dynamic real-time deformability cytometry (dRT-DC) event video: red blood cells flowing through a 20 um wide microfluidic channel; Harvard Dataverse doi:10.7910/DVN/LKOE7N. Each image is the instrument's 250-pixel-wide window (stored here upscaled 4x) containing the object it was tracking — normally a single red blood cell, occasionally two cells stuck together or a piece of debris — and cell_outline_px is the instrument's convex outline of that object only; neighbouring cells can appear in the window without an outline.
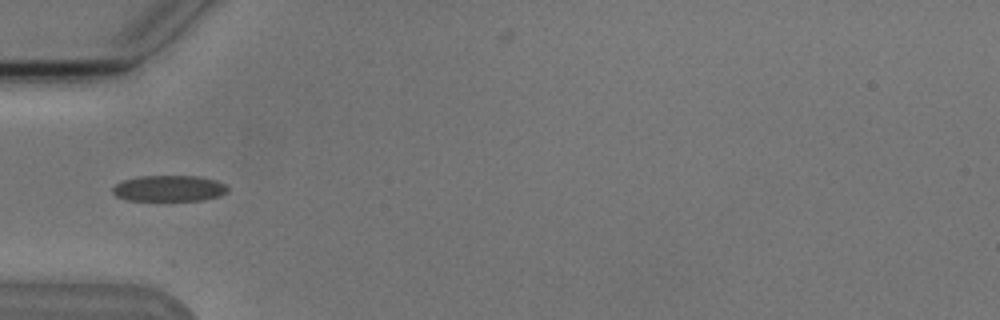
{"species": "Egyptian fruit bat (a non-hibernating species)", "species_latin": "Rousettus aegyptiacus", "temperature_condition": "cold", "stored_images_in_passage": 9, "camera_frame_rate_fps": 3000, "um_per_image_px": 0.085, "animal": {"sex": "male"}, "frame": {"image": 1, "passage_image": 6, "time_ms": 6.0, "image_size_px": [1000, 320], "cell_outline_px": [[228, 192], [220, 196], [204, 200], [128, 200], [116, 196], [112, 192], [112, 188], [116, 184], [124, 180], [140, 176], [196, 176], [216, 180], [224, 184], [228, 188]], "centroid_in_image_um": [14.39, 16.01], "position_along_channel_um": 70.6, "area_um2": 17.4}}
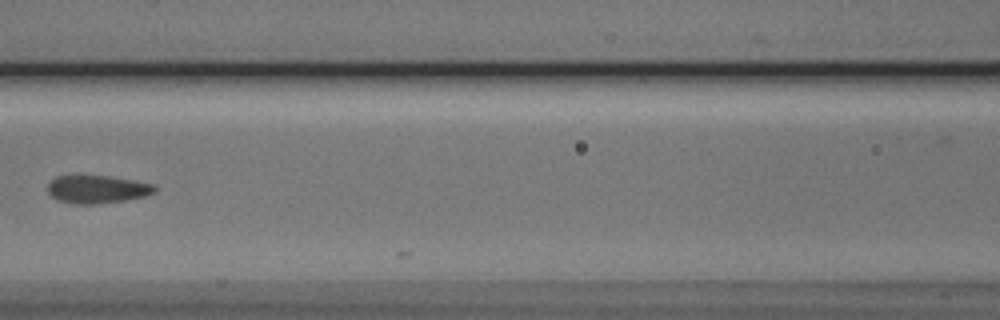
{"frame": {"image": 2, "passage_image": 8, "time_ms": 8.333, "image_size_px": [1000, 320], "cell_outline_px": [[156, 192], [144, 196], [124, 200], [96, 204], [72, 204], [56, 200], [48, 192], [48, 184], [56, 176], [108, 176], [132, 180], [152, 184], [156, 188]], "centroid_in_image_um": [8.23, 16.1], "position_along_channel_um": 158.4, "area_um2": 17.28}}
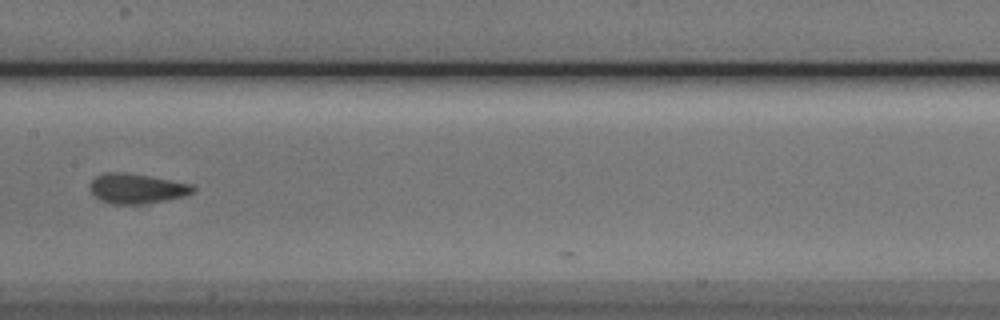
{"frame": {"image": 3, "passage_image": 9, "time_ms": 9.333, "image_size_px": [1000, 320], "cell_outline_px": [[196, 192], [184, 196], [168, 200], [140, 204], [112, 204], [100, 200], [88, 188], [92, 180], [96, 176], [108, 172], [120, 172], [148, 176], [192, 184], [196, 188]], "centroid_in_image_um": [11.64, 16.03], "position_along_channel_um": 195.8, "area_um2": 17.92}}